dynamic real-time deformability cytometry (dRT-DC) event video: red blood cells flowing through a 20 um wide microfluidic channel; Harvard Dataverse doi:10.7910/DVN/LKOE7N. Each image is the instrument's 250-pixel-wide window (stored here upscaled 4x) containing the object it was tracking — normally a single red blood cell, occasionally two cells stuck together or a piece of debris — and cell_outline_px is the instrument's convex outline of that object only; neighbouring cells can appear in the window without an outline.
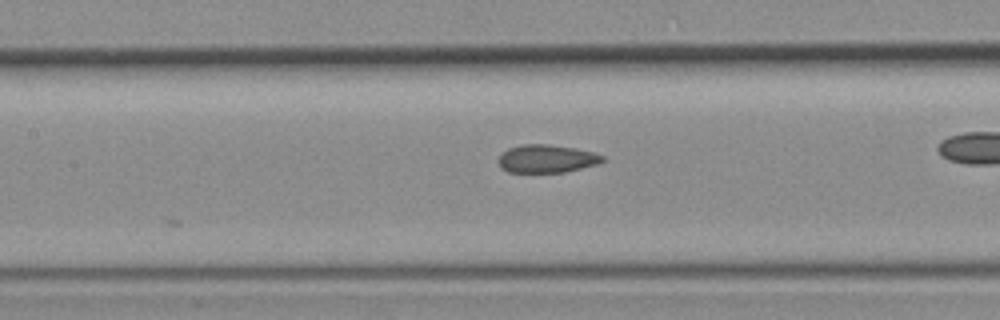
{"species": "common noctule bat (a hibernating species)", "species_latin": "Nyctalus noctula", "temperature_condition": "room temperature", "stored_images_in_passage": 9, "camera_frame_rate_fps": 3000, "um_per_image_px": 0.085, "animal": {"sex": "female", "body_mass_g": 19.3, "forearm_length_mm": 54.1}, "frame": {"image": 1, "passage_image": 9, "time_ms": 2.667, "image_size_px": [1000, 320], "cell_outline_px": [[604, 160], [596, 164], [564, 172], [508, 172], [500, 168], [500, 156], [508, 148], [524, 144], [548, 144], [576, 148], [592, 152], [604, 156]], "centroid_in_image_um": [46.46, 13.48], "position_along_channel_um": 160.9, "area_um2": 16.76}}